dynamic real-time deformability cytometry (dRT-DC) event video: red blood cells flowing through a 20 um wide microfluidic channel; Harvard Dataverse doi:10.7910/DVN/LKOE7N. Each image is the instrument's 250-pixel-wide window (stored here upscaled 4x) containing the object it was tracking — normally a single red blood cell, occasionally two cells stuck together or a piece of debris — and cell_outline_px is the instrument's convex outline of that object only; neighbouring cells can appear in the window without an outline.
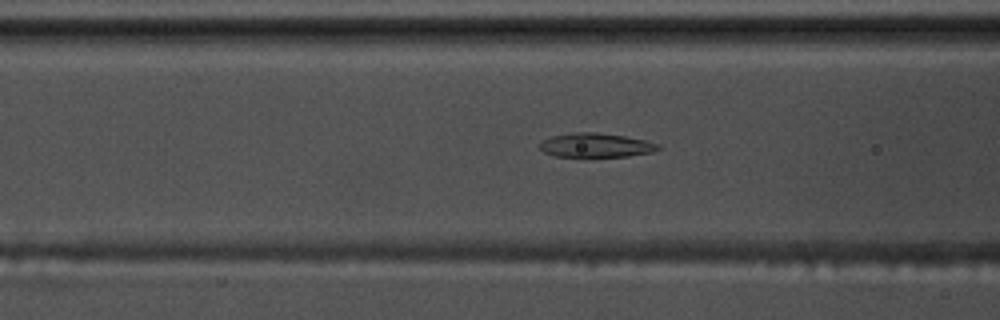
{"species": "common noctule bat (a hibernating species)", "species_latin": "Nyctalus noctula", "temperature_condition": "warm", "stored_images_in_passage": 54, "camera_frame_rate_fps": 3000, "um_per_image_px": 0.085, "animal": {"sex": "male", "body_mass_g": 17.5, "forearm_length_mm": 52.3}, "frame": {"image": 1, "passage_image": 23, "time_ms": 7.333, "image_size_px": [1000, 320], "cell_outline_px": [[660, 148], [652, 152], [628, 156], [552, 156], [544, 152], [540, 148], [540, 140], [552, 136], [572, 132], [596, 132], [624, 136], [644, 140], [660, 144]], "centroid_in_image_um": [50.61, 12.33], "position_along_channel_um": 116.0, "area_um2": 16.59}}
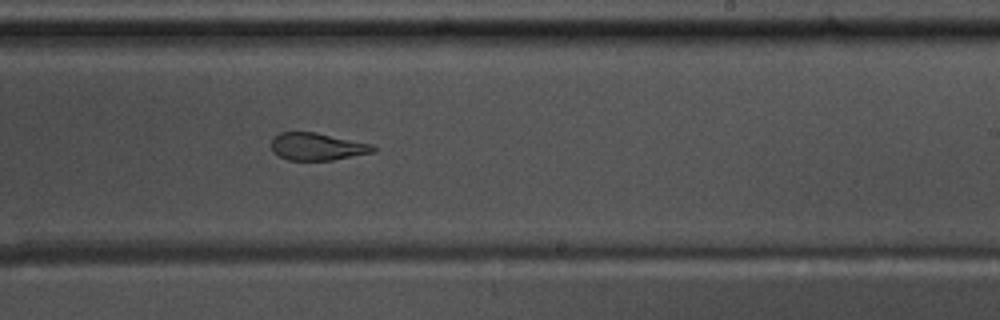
{"frame": {"image": 2, "passage_image": 35, "time_ms": 11.333, "image_size_px": [1000, 320], "cell_outline_px": [[376, 152], [332, 160], [288, 160], [280, 156], [272, 148], [272, 140], [280, 132], [316, 132], [372, 144], [376, 148]], "centroid_in_image_um": [27.01, 12.46], "position_along_channel_um": 262.0, "area_um2": 16.13}}
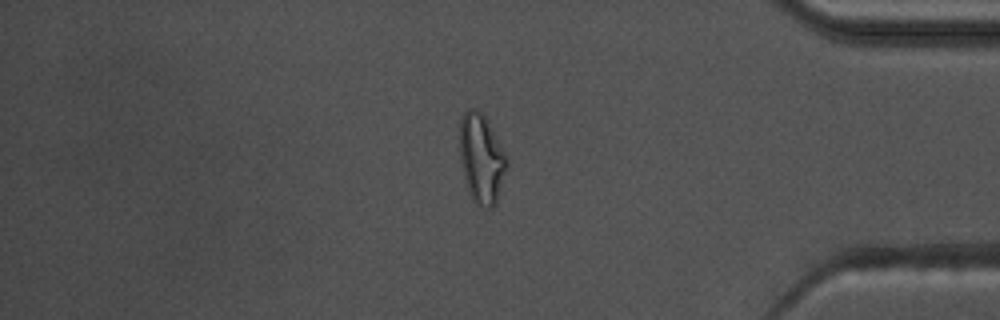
{"frame": {"image": 3, "passage_image": 48, "time_ms": 15.667, "image_size_px": [1000, 320], "cell_outline_px": [[508, 168], [496, 204], [492, 208], [484, 208], [476, 204], [472, 200], [464, 180], [460, 160], [460, 120], [464, 112], [468, 108], [472, 108], [480, 112], [488, 120], [508, 156]], "centroid_in_image_um": [40.95, 13.51], "position_along_channel_um": 394.3, "area_um2": 25.09}}